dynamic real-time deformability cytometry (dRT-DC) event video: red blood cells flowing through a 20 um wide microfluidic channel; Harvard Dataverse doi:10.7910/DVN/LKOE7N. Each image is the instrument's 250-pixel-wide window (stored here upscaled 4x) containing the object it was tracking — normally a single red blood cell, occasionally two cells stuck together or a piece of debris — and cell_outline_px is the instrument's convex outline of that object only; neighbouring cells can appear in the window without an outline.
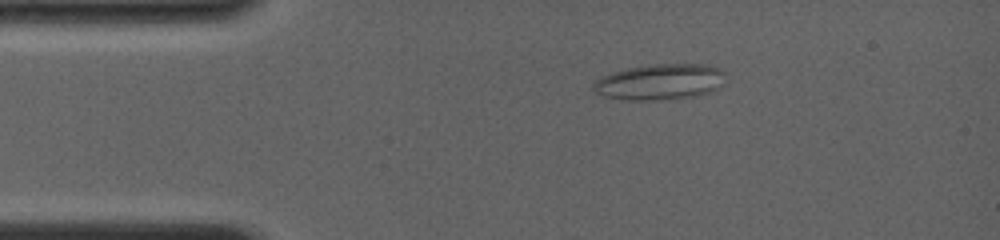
{"species": "common noctule bat (a hibernating species)", "species_latin": "Nyctalus noctula", "temperature_condition": "room temperature", "stored_images_in_passage": 5, "camera_frame_rate_fps": 4000, "um_per_image_px": 0.085, "animal": {"sex": "female", "body_mass_g": 19.0, "forearm_length_mm": 56.7}, "frame": {"image": 1, "passage_image": 3, "time_ms": 2.25, "image_size_px": [1000, 240], "cell_outline_px": [[724, 84], [720, 88], [708, 92], [692, 96], [656, 100], [620, 100], [600, 96], [592, 88], [592, 84], [600, 76], [612, 72], [628, 68], [652, 64], [708, 64], [720, 68], [724, 72]], "centroid_in_image_um": [56.06, 6.96], "position_along_channel_um": 28.9, "area_um2": 27.92}}
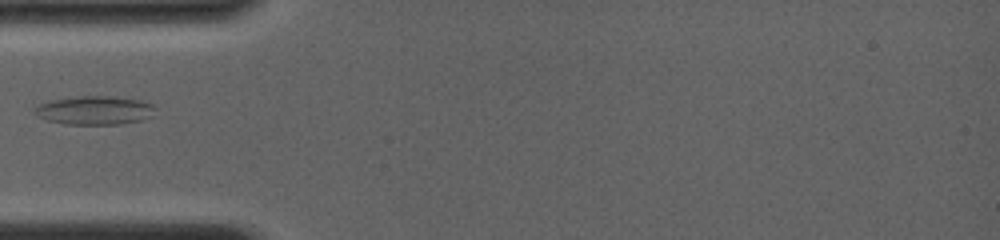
{"frame": {"image": 2, "passage_image": 5, "time_ms": 4.5, "image_size_px": [1000, 240], "cell_outline_px": [[156, 108], [152, 116], [140, 120], [120, 124], [64, 124], [48, 120], [36, 116], [32, 112], [32, 108], [48, 100], [80, 96], [116, 96], [140, 100], [152, 104]], "centroid_in_image_um": [8.01, 9.37], "position_along_channel_um": 77.0, "area_um2": 20.35}}